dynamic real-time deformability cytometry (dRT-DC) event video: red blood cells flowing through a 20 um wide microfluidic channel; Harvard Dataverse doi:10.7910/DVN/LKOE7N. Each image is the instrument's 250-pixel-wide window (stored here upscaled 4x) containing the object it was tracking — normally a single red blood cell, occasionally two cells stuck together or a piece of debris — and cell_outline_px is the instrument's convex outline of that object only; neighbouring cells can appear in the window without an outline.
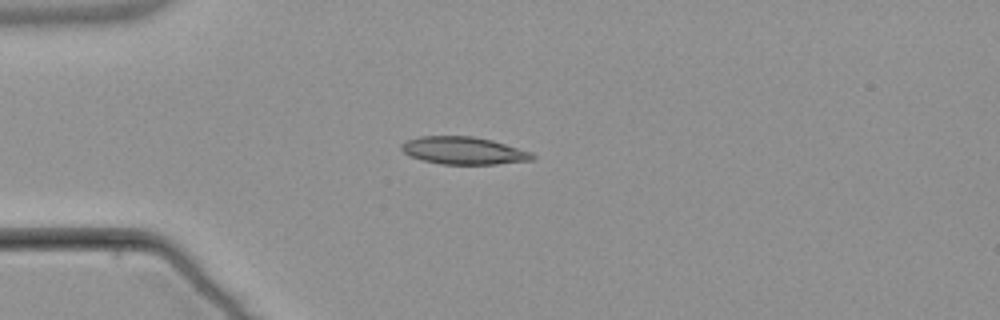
{"species": "common noctule bat (a hibernating species)", "species_latin": "Nyctalus noctula", "temperature_condition": "warm", "stored_images_in_passage": 6, "camera_frame_rate_fps": 3000, "um_per_image_px": 0.085, "animal": {"sex": "male", "body_mass_g": 21.5, "forearm_length_mm": 52.0}, "frame": {"image": 1, "passage_image": 4, "time_ms": 4.0, "image_size_px": [1000, 320], "cell_outline_px": [[536, 160], [496, 164], [440, 164], [408, 156], [400, 148], [400, 144], [408, 140], [420, 136], [472, 136], [492, 140], [532, 152], [536, 156]], "centroid_in_image_um": [39.43, 12.8], "position_along_channel_um": 45.6, "area_um2": 21.1}}
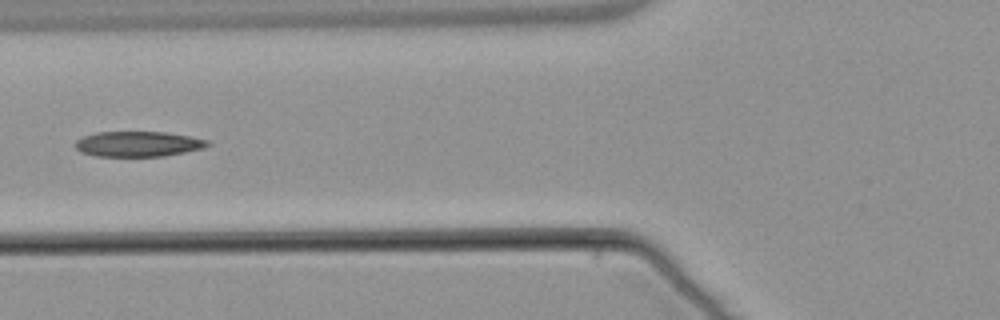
{"frame": {"image": 2, "passage_image": 6, "time_ms": 6.333, "image_size_px": [1000, 320], "cell_outline_px": [[212, 144], [204, 148], [164, 156], [96, 156], [80, 152], [72, 144], [80, 136], [96, 132], [164, 132], [188, 136], [208, 140]], "centroid_in_image_um": [11.68, 12.23], "position_along_channel_um": 114.1, "area_um2": 19.65}}